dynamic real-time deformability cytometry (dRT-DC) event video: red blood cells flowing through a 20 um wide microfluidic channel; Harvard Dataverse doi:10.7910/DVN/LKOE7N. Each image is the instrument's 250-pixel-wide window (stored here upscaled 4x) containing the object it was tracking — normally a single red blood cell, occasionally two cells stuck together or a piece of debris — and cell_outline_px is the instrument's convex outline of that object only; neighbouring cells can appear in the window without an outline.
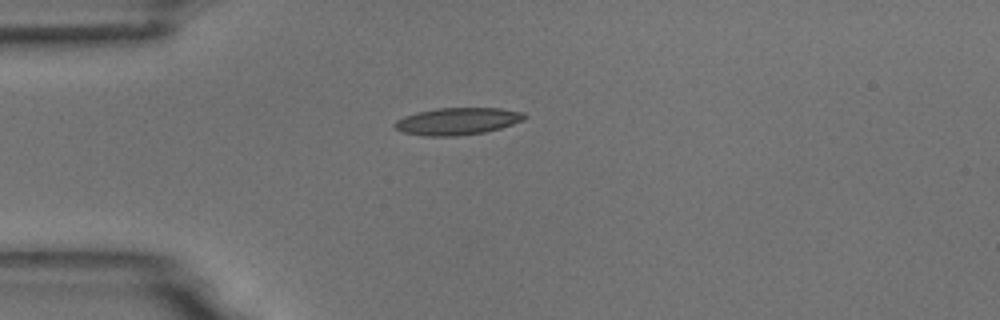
{"species": "common noctule bat (a hibernating species)", "species_latin": "Nyctalus noctula", "temperature_condition": "room temperature", "stored_images_in_passage": 1, "camera_frame_rate_fps": 3000, "um_per_image_px": 0.085, "animal": {"sex": "male", "body_mass_g": 18.8}, "frame": {"image": 1, "passage_image": 1, "time_ms": 0.0, "image_size_px": [1000, 320], "cell_outline_px": [[528, 116], [524, 120], [500, 128], [484, 132], [456, 136], [424, 136], [404, 132], [396, 128], [392, 124], [396, 120], [404, 116], [416, 112], [436, 108], [500, 108], [524, 112]], "centroid_in_image_um": [38.89, 10.3], "position_along_channel_um": 46.1, "area_um2": 20.58}}